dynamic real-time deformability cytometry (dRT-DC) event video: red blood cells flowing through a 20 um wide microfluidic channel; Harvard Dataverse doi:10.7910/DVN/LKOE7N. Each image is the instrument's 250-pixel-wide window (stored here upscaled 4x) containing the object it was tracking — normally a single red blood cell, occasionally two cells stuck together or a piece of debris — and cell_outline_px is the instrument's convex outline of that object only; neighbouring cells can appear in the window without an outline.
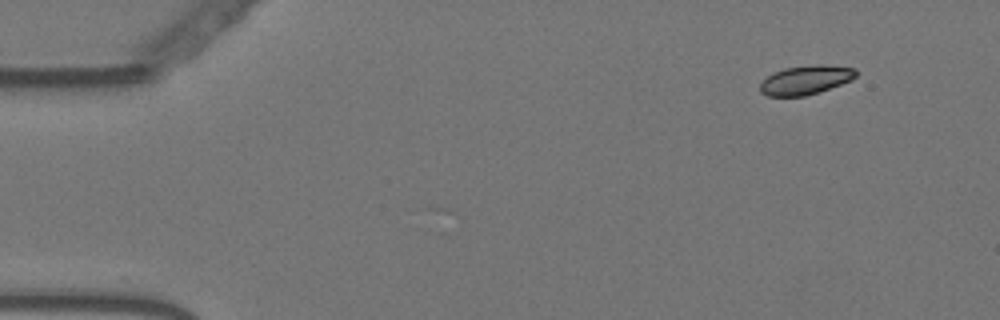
{"species": "Egyptian fruit bat (a non-hibernating species)", "species_latin": "Rousettus aegyptiacus", "temperature_condition": "warm", "stored_images_in_passage": 53, "camera_frame_rate_fps": 3000, "um_per_image_px": 0.085, "animal": {"sex": "female"}, "frame": {"image": 1, "passage_image": 1, "time_ms": 0.0, "image_size_px": [1000, 320], "cell_outline_px": [[856, 76], [852, 80], [804, 96], [768, 96], [760, 92], [760, 84], [772, 72], [784, 68], [816, 64], [820, 64], [856, 68]], "centroid_in_image_um": [68.46, 6.78], "position_along_channel_um": 16.5, "area_um2": 16.07}}
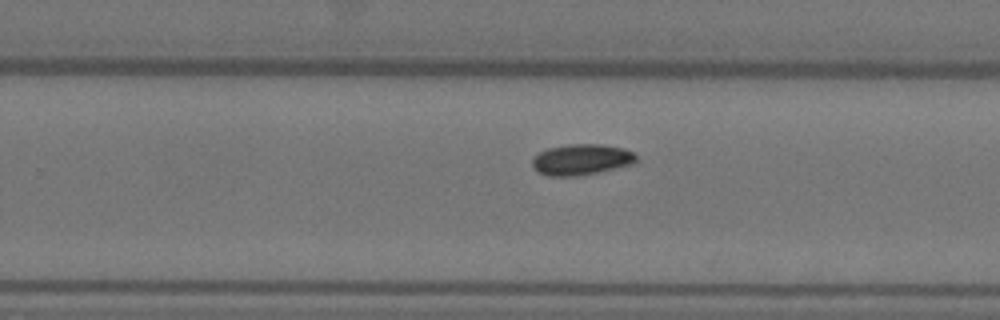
{"frame": {"image": 2, "passage_image": 32, "time_ms": 10.333, "image_size_px": [1000, 320], "cell_outline_px": [[636, 164], [600, 172], [576, 176], [548, 176], [532, 168], [532, 160], [540, 152], [548, 148], [568, 144], [604, 144], [624, 148], [632, 152], [636, 156]], "centroid_in_image_um": [49.45, 13.56], "position_along_channel_um": 280.3, "area_um2": 18.9}}
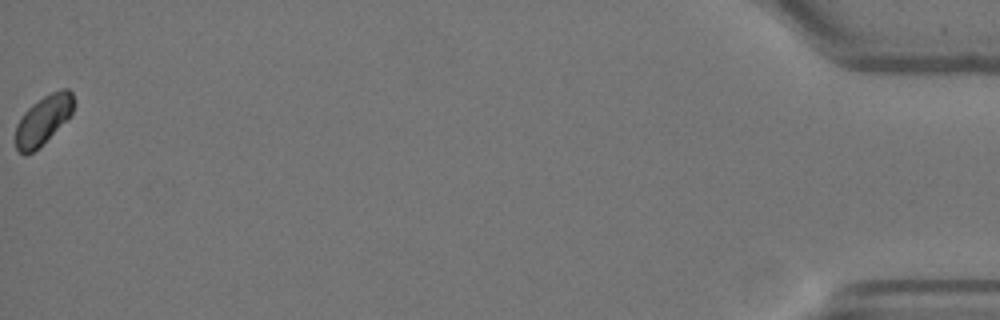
{"frame": {"image": 3, "passage_image": 53, "time_ms": 17.333, "image_size_px": [1000, 320], "cell_outline_px": [[76, 104], [72, 112], [32, 152], [24, 156], [16, 148], [16, 124], [24, 112], [32, 104], [44, 96], [60, 88], [68, 88], [72, 92], [76, 100]], "centroid_in_image_um": [3.67, 10.13], "position_along_channel_um": 431.5, "area_um2": 16.13}}